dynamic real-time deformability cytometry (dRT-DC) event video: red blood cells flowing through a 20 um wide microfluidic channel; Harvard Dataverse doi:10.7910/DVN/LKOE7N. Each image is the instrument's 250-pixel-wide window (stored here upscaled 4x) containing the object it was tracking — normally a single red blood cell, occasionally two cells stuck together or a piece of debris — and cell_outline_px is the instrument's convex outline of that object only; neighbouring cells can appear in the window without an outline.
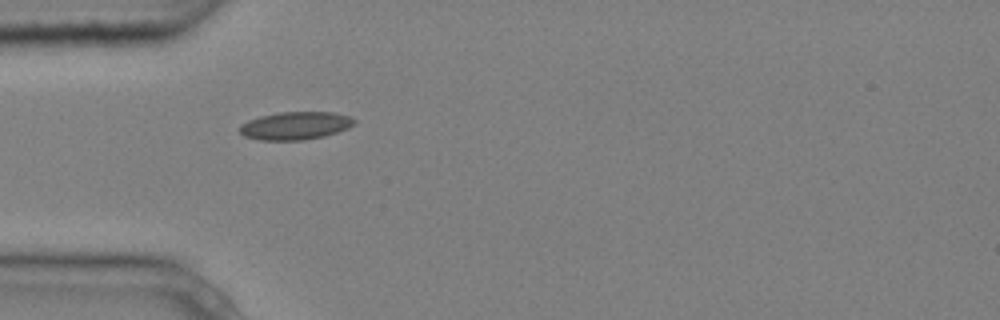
{"species": "common noctule bat (a hibernating species)", "species_latin": "Nyctalus noctula", "temperature_condition": "cold", "stored_images_in_passage": 2, "camera_frame_rate_fps": 3000, "um_per_image_px": 0.085, "animal": {"sex": "male", "body_mass_g": 20.4}, "frame": {"image": 1, "passage_image": 1, "time_ms": 0.0, "image_size_px": [1000, 320], "cell_outline_px": [[356, 124], [348, 128], [324, 136], [304, 140], [260, 140], [244, 136], [240, 132], [240, 124], [248, 120], [260, 116], [280, 112], [332, 112], [348, 116], [356, 120]], "centroid_in_image_um": [25.1, 10.68], "position_along_channel_um": 59.9, "area_um2": 18.61}}
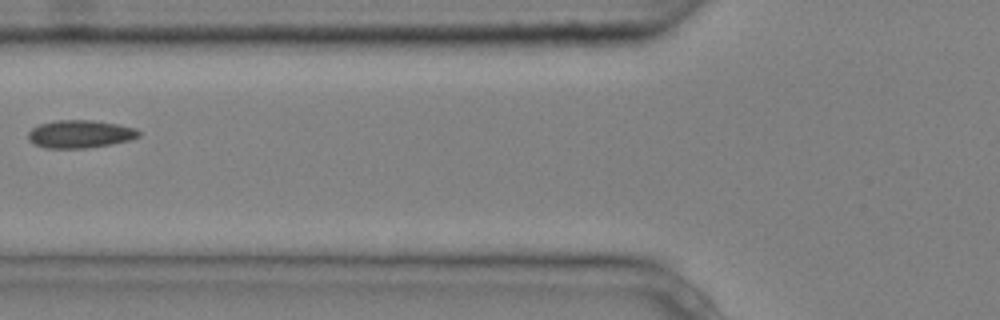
{"frame": {"image": 2, "passage_image": 2, "time_ms": 0.333, "image_size_px": [1000, 320], "cell_outline_px": [[140, 136], [132, 140], [112, 144], [84, 148], [44, 148], [32, 144], [28, 140], [28, 132], [32, 128], [40, 124], [56, 120], [92, 120], [116, 124], [136, 128], [140, 132]], "centroid_in_image_um": [6.79, 11.4], "position_along_channel_um": 119.0, "area_um2": 18.09}}